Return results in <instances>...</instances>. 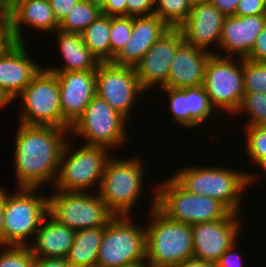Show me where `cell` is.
<instances>
[{
    "label": "cell",
    "mask_w": 266,
    "mask_h": 267,
    "mask_svg": "<svg viewBox=\"0 0 266 267\" xmlns=\"http://www.w3.org/2000/svg\"><path fill=\"white\" fill-rule=\"evenodd\" d=\"M265 24L266 15L226 16L219 40L225 57L237 55L238 58H247Z\"/></svg>",
    "instance_id": "cell-21"
},
{
    "label": "cell",
    "mask_w": 266,
    "mask_h": 267,
    "mask_svg": "<svg viewBox=\"0 0 266 267\" xmlns=\"http://www.w3.org/2000/svg\"><path fill=\"white\" fill-rule=\"evenodd\" d=\"M48 197V214L75 231L105 227L114 215L99 193L57 190Z\"/></svg>",
    "instance_id": "cell-9"
},
{
    "label": "cell",
    "mask_w": 266,
    "mask_h": 267,
    "mask_svg": "<svg viewBox=\"0 0 266 267\" xmlns=\"http://www.w3.org/2000/svg\"><path fill=\"white\" fill-rule=\"evenodd\" d=\"M105 227L77 230L67 261L73 267H96Z\"/></svg>",
    "instance_id": "cell-25"
},
{
    "label": "cell",
    "mask_w": 266,
    "mask_h": 267,
    "mask_svg": "<svg viewBox=\"0 0 266 267\" xmlns=\"http://www.w3.org/2000/svg\"><path fill=\"white\" fill-rule=\"evenodd\" d=\"M8 11L9 8L0 1V32H8Z\"/></svg>",
    "instance_id": "cell-45"
},
{
    "label": "cell",
    "mask_w": 266,
    "mask_h": 267,
    "mask_svg": "<svg viewBox=\"0 0 266 267\" xmlns=\"http://www.w3.org/2000/svg\"><path fill=\"white\" fill-rule=\"evenodd\" d=\"M24 42L10 41L0 52V91L9 101L18 97L42 69L29 59Z\"/></svg>",
    "instance_id": "cell-17"
},
{
    "label": "cell",
    "mask_w": 266,
    "mask_h": 267,
    "mask_svg": "<svg viewBox=\"0 0 266 267\" xmlns=\"http://www.w3.org/2000/svg\"><path fill=\"white\" fill-rule=\"evenodd\" d=\"M57 42L60 53L65 61L64 66L46 68L50 72H75L96 70L100 63L84 44L81 33L64 32L59 29Z\"/></svg>",
    "instance_id": "cell-24"
},
{
    "label": "cell",
    "mask_w": 266,
    "mask_h": 267,
    "mask_svg": "<svg viewBox=\"0 0 266 267\" xmlns=\"http://www.w3.org/2000/svg\"><path fill=\"white\" fill-rule=\"evenodd\" d=\"M10 42L8 33L0 34V52Z\"/></svg>",
    "instance_id": "cell-47"
},
{
    "label": "cell",
    "mask_w": 266,
    "mask_h": 267,
    "mask_svg": "<svg viewBox=\"0 0 266 267\" xmlns=\"http://www.w3.org/2000/svg\"><path fill=\"white\" fill-rule=\"evenodd\" d=\"M219 53H212L205 66L203 87L211 105L234 115L245 94L243 59L239 63Z\"/></svg>",
    "instance_id": "cell-10"
},
{
    "label": "cell",
    "mask_w": 266,
    "mask_h": 267,
    "mask_svg": "<svg viewBox=\"0 0 266 267\" xmlns=\"http://www.w3.org/2000/svg\"><path fill=\"white\" fill-rule=\"evenodd\" d=\"M75 234V230L59 224L48 214L35 233L34 243L28 247L35 258H66Z\"/></svg>",
    "instance_id": "cell-23"
},
{
    "label": "cell",
    "mask_w": 266,
    "mask_h": 267,
    "mask_svg": "<svg viewBox=\"0 0 266 267\" xmlns=\"http://www.w3.org/2000/svg\"><path fill=\"white\" fill-rule=\"evenodd\" d=\"M212 53V50L210 52L184 42L171 63L167 87L182 89L202 86L205 66Z\"/></svg>",
    "instance_id": "cell-22"
},
{
    "label": "cell",
    "mask_w": 266,
    "mask_h": 267,
    "mask_svg": "<svg viewBox=\"0 0 266 267\" xmlns=\"http://www.w3.org/2000/svg\"><path fill=\"white\" fill-rule=\"evenodd\" d=\"M55 18L60 23L79 0H48Z\"/></svg>",
    "instance_id": "cell-39"
},
{
    "label": "cell",
    "mask_w": 266,
    "mask_h": 267,
    "mask_svg": "<svg viewBox=\"0 0 266 267\" xmlns=\"http://www.w3.org/2000/svg\"><path fill=\"white\" fill-rule=\"evenodd\" d=\"M237 244H233L229 249H227L223 255L219 258L216 263L217 267H243L242 259L239 255L241 252L235 253V246Z\"/></svg>",
    "instance_id": "cell-40"
},
{
    "label": "cell",
    "mask_w": 266,
    "mask_h": 267,
    "mask_svg": "<svg viewBox=\"0 0 266 267\" xmlns=\"http://www.w3.org/2000/svg\"><path fill=\"white\" fill-rule=\"evenodd\" d=\"M184 190L209 196L223 203L231 212L239 214L242 191L256 178L250 173L222 167H183L171 176Z\"/></svg>",
    "instance_id": "cell-3"
},
{
    "label": "cell",
    "mask_w": 266,
    "mask_h": 267,
    "mask_svg": "<svg viewBox=\"0 0 266 267\" xmlns=\"http://www.w3.org/2000/svg\"><path fill=\"white\" fill-rule=\"evenodd\" d=\"M142 89L134 67L100 62L96 69V95L129 119Z\"/></svg>",
    "instance_id": "cell-13"
},
{
    "label": "cell",
    "mask_w": 266,
    "mask_h": 267,
    "mask_svg": "<svg viewBox=\"0 0 266 267\" xmlns=\"http://www.w3.org/2000/svg\"><path fill=\"white\" fill-rule=\"evenodd\" d=\"M127 121L126 117L95 95L69 132L74 138L85 137L88 140L86 145L102 146L109 150L126 142Z\"/></svg>",
    "instance_id": "cell-11"
},
{
    "label": "cell",
    "mask_w": 266,
    "mask_h": 267,
    "mask_svg": "<svg viewBox=\"0 0 266 267\" xmlns=\"http://www.w3.org/2000/svg\"><path fill=\"white\" fill-rule=\"evenodd\" d=\"M110 156L106 162L99 193L107 209L114 216H131L141 188L144 167L141 159H115Z\"/></svg>",
    "instance_id": "cell-6"
},
{
    "label": "cell",
    "mask_w": 266,
    "mask_h": 267,
    "mask_svg": "<svg viewBox=\"0 0 266 267\" xmlns=\"http://www.w3.org/2000/svg\"><path fill=\"white\" fill-rule=\"evenodd\" d=\"M10 101L6 98V96L0 91V108L6 106Z\"/></svg>",
    "instance_id": "cell-49"
},
{
    "label": "cell",
    "mask_w": 266,
    "mask_h": 267,
    "mask_svg": "<svg viewBox=\"0 0 266 267\" xmlns=\"http://www.w3.org/2000/svg\"><path fill=\"white\" fill-rule=\"evenodd\" d=\"M244 131L247 156L255 164L266 157V126H246Z\"/></svg>",
    "instance_id": "cell-34"
},
{
    "label": "cell",
    "mask_w": 266,
    "mask_h": 267,
    "mask_svg": "<svg viewBox=\"0 0 266 267\" xmlns=\"http://www.w3.org/2000/svg\"><path fill=\"white\" fill-rule=\"evenodd\" d=\"M247 59L256 62H266V24L258 35Z\"/></svg>",
    "instance_id": "cell-38"
},
{
    "label": "cell",
    "mask_w": 266,
    "mask_h": 267,
    "mask_svg": "<svg viewBox=\"0 0 266 267\" xmlns=\"http://www.w3.org/2000/svg\"><path fill=\"white\" fill-rule=\"evenodd\" d=\"M22 25L45 33L56 31L59 23L48 0H16L8 11V35L10 41L25 42Z\"/></svg>",
    "instance_id": "cell-18"
},
{
    "label": "cell",
    "mask_w": 266,
    "mask_h": 267,
    "mask_svg": "<svg viewBox=\"0 0 266 267\" xmlns=\"http://www.w3.org/2000/svg\"><path fill=\"white\" fill-rule=\"evenodd\" d=\"M130 216H114L105 226L96 267H127L146 263L147 232Z\"/></svg>",
    "instance_id": "cell-5"
},
{
    "label": "cell",
    "mask_w": 266,
    "mask_h": 267,
    "mask_svg": "<svg viewBox=\"0 0 266 267\" xmlns=\"http://www.w3.org/2000/svg\"><path fill=\"white\" fill-rule=\"evenodd\" d=\"M176 267H217L214 263H208L197 259H188Z\"/></svg>",
    "instance_id": "cell-46"
},
{
    "label": "cell",
    "mask_w": 266,
    "mask_h": 267,
    "mask_svg": "<svg viewBox=\"0 0 266 267\" xmlns=\"http://www.w3.org/2000/svg\"><path fill=\"white\" fill-rule=\"evenodd\" d=\"M35 267H73L67 258H36Z\"/></svg>",
    "instance_id": "cell-43"
},
{
    "label": "cell",
    "mask_w": 266,
    "mask_h": 267,
    "mask_svg": "<svg viewBox=\"0 0 266 267\" xmlns=\"http://www.w3.org/2000/svg\"><path fill=\"white\" fill-rule=\"evenodd\" d=\"M101 10L108 16H126V0H107Z\"/></svg>",
    "instance_id": "cell-41"
},
{
    "label": "cell",
    "mask_w": 266,
    "mask_h": 267,
    "mask_svg": "<svg viewBox=\"0 0 266 267\" xmlns=\"http://www.w3.org/2000/svg\"><path fill=\"white\" fill-rule=\"evenodd\" d=\"M187 1L191 5V7H193L195 5H199L201 3L208 2L209 0H187Z\"/></svg>",
    "instance_id": "cell-51"
},
{
    "label": "cell",
    "mask_w": 266,
    "mask_h": 267,
    "mask_svg": "<svg viewBox=\"0 0 266 267\" xmlns=\"http://www.w3.org/2000/svg\"><path fill=\"white\" fill-rule=\"evenodd\" d=\"M18 97L24 107L19 123L63 128L59 83L54 73L42 68Z\"/></svg>",
    "instance_id": "cell-12"
},
{
    "label": "cell",
    "mask_w": 266,
    "mask_h": 267,
    "mask_svg": "<svg viewBox=\"0 0 266 267\" xmlns=\"http://www.w3.org/2000/svg\"><path fill=\"white\" fill-rule=\"evenodd\" d=\"M111 16L101 14L82 33L84 44L99 62H111Z\"/></svg>",
    "instance_id": "cell-26"
},
{
    "label": "cell",
    "mask_w": 266,
    "mask_h": 267,
    "mask_svg": "<svg viewBox=\"0 0 266 267\" xmlns=\"http://www.w3.org/2000/svg\"><path fill=\"white\" fill-rule=\"evenodd\" d=\"M156 186V207L169 219L194 225L226 218L231 211L217 199L192 194L172 177Z\"/></svg>",
    "instance_id": "cell-4"
},
{
    "label": "cell",
    "mask_w": 266,
    "mask_h": 267,
    "mask_svg": "<svg viewBox=\"0 0 266 267\" xmlns=\"http://www.w3.org/2000/svg\"><path fill=\"white\" fill-rule=\"evenodd\" d=\"M102 10L86 0H79L69 14L59 23V30L82 33L100 15Z\"/></svg>",
    "instance_id": "cell-28"
},
{
    "label": "cell",
    "mask_w": 266,
    "mask_h": 267,
    "mask_svg": "<svg viewBox=\"0 0 266 267\" xmlns=\"http://www.w3.org/2000/svg\"><path fill=\"white\" fill-rule=\"evenodd\" d=\"M245 92H262L266 94V62L243 59Z\"/></svg>",
    "instance_id": "cell-31"
},
{
    "label": "cell",
    "mask_w": 266,
    "mask_h": 267,
    "mask_svg": "<svg viewBox=\"0 0 266 267\" xmlns=\"http://www.w3.org/2000/svg\"><path fill=\"white\" fill-rule=\"evenodd\" d=\"M153 191L151 222L146 227V265L176 267L193 258L192 225L169 219L156 207V187Z\"/></svg>",
    "instance_id": "cell-2"
},
{
    "label": "cell",
    "mask_w": 266,
    "mask_h": 267,
    "mask_svg": "<svg viewBox=\"0 0 266 267\" xmlns=\"http://www.w3.org/2000/svg\"><path fill=\"white\" fill-rule=\"evenodd\" d=\"M191 9L187 0H155L154 15L170 28H178L188 18Z\"/></svg>",
    "instance_id": "cell-29"
},
{
    "label": "cell",
    "mask_w": 266,
    "mask_h": 267,
    "mask_svg": "<svg viewBox=\"0 0 266 267\" xmlns=\"http://www.w3.org/2000/svg\"><path fill=\"white\" fill-rule=\"evenodd\" d=\"M236 16L266 15V7L262 0H240L236 9Z\"/></svg>",
    "instance_id": "cell-37"
},
{
    "label": "cell",
    "mask_w": 266,
    "mask_h": 267,
    "mask_svg": "<svg viewBox=\"0 0 266 267\" xmlns=\"http://www.w3.org/2000/svg\"><path fill=\"white\" fill-rule=\"evenodd\" d=\"M238 215L231 212L224 219L192 225L193 258L216 264L238 239L242 225Z\"/></svg>",
    "instance_id": "cell-15"
},
{
    "label": "cell",
    "mask_w": 266,
    "mask_h": 267,
    "mask_svg": "<svg viewBox=\"0 0 266 267\" xmlns=\"http://www.w3.org/2000/svg\"><path fill=\"white\" fill-rule=\"evenodd\" d=\"M127 267H148V266L146 265V263H140V264H135V265L127 266Z\"/></svg>",
    "instance_id": "cell-53"
},
{
    "label": "cell",
    "mask_w": 266,
    "mask_h": 267,
    "mask_svg": "<svg viewBox=\"0 0 266 267\" xmlns=\"http://www.w3.org/2000/svg\"><path fill=\"white\" fill-rule=\"evenodd\" d=\"M87 2H90L92 5H95L102 9L105 5L107 0H86Z\"/></svg>",
    "instance_id": "cell-48"
},
{
    "label": "cell",
    "mask_w": 266,
    "mask_h": 267,
    "mask_svg": "<svg viewBox=\"0 0 266 267\" xmlns=\"http://www.w3.org/2000/svg\"><path fill=\"white\" fill-rule=\"evenodd\" d=\"M6 191L0 188V246L4 245V202Z\"/></svg>",
    "instance_id": "cell-44"
},
{
    "label": "cell",
    "mask_w": 266,
    "mask_h": 267,
    "mask_svg": "<svg viewBox=\"0 0 266 267\" xmlns=\"http://www.w3.org/2000/svg\"><path fill=\"white\" fill-rule=\"evenodd\" d=\"M169 29L157 15L132 16L131 36L112 63L135 67L149 48Z\"/></svg>",
    "instance_id": "cell-20"
},
{
    "label": "cell",
    "mask_w": 266,
    "mask_h": 267,
    "mask_svg": "<svg viewBox=\"0 0 266 267\" xmlns=\"http://www.w3.org/2000/svg\"><path fill=\"white\" fill-rule=\"evenodd\" d=\"M256 165H258L260 168H262V170H264L266 172V157L260 159Z\"/></svg>",
    "instance_id": "cell-50"
},
{
    "label": "cell",
    "mask_w": 266,
    "mask_h": 267,
    "mask_svg": "<svg viewBox=\"0 0 266 267\" xmlns=\"http://www.w3.org/2000/svg\"><path fill=\"white\" fill-rule=\"evenodd\" d=\"M243 112L250 114L246 126H266V94L245 92L234 114Z\"/></svg>",
    "instance_id": "cell-30"
},
{
    "label": "cell",
    "mask_w": 266,
    "mask_h": 267,
    "mask_svg": "<svg viewBox=\"0 0 266 267\" xmlns=\"http://www.w3.org/2000/svg\"><path fill=\"white\" fill-rule=\"evenodd\" d=\"M132 33V16H111V62L121 51Z\"/></svg>",
    "instance_id": "cell-32"
},
{
    "label": "cell",
    "mask_w": 266,
    "mask_h": 267,
    "mask_svg": "<svg viewBox=\"0 0 266 267\" xmlns=\"http://www.w3.org/2000/svg\"><path fill=\"white\" fill-rule=\"evenodd\" d=\"M37 188H18L6 193L4 202V245L28 246L48 215V196L35 195ZM40 197H39V196Z\"/></svg>",
    "instance_id": "cell-8"
},
{
    "label": "cell",
    "mask_w": 266,
    "mask_h": 267,
    "mask_svg": "<svg viewBox=\"0 0 266 267\" xmlns=\"http://www.w3.org/2000/svg\"><path fill=\"white\" fill-rule=\"evenodd\" d=\"M264 6L266 7V0H262Z\"/></svg>",
    "instance_id": "cell-54"
},
{
    "label": "cell",
    "mask_w": 266,
    "mask_h": 267,
    "mask_svg": "<svg viewBox=\"0 0 266 267\" xmlns=\"http://www.w3.org/2000/svg\"><path fill=\"white\" fill-rule=\"evenodd\" d=\"M183 43L184 38L180 29L170 28L149 48L134 67L139 83L145 92L157 84L159 89L167 87L171 63L177 49Z\"/></svg>",
    "instance_id": "cell-14"
},
{
    "label": "cell",
    "mask_w": 266,
    "mask_h": 267,
    "mask_svg": "<svg viewBox=\"0 0 266 267\" xmlns=\"http://www.w3.org/2000/svg\"><path fill=\"white\" fill-rule=\"evenodd\" d=\"M160 90L169 96V110L174 121L187 128V88L163 87Z\"/></svg>",
    "instance_id": "cell-35"
},
{
    "label": "cell",
    "mask_w": 266,
    "mask_h": 267,
    "mask_svg": "<svg viewBox=\"0 0 266 267\" xmlns=\"http://www.w3.org/2000/svg\"><path fill=\"white\" fill-rule=\"evenodd\" d=\"M2 247L4 249L0 251V267H35L36 258L28 246Z\"/></svg>",
    "instance_id": "cell-33"
},
{
    "label": "cell",
    "mask_w": 266,
    "mask_h": 267,
    "mask_svg": "<svg viewBox=\"0 0 266 267\" xmlns=\"http://www.w3.org/2000/svg\"><path fill=\"white\" fill-rule=\"evenodd\" d=\"M68 129L20 123L14 140L18 188H37L55 181Z\"/></svg>",
    "instance_id": "cell-1"
},
{
    "label": "cell",
    "mask_w": 266,
    "mask_h": 267,
    "mask_svg": "<svg viewBox=\"0 0 266 267\" xmlns=\"http://www.w3.org/2000/svg\"><path fill=\"white\" fill-rule=\"evenodd\" d=\"M154 9L155 0H126V16H149Z\"/></svg>",
    "instance_id": "cell-36"
},
{
    "label": "cell",
    "mask_w": 266,
    "mask_h": 267,
    "mask_svg": "<svg viewBox=\"0 0 266 267\" xmlns=\"http://www.w3.org/2000/svg\"><path fill=\"white\" fill-rule=\"evenodd\" d=\"M66 140L60 156L55 185L57 190L87 192L98 183L99 191L109 152L102 146L83 145L74 150ZM73 149V151H72ZM87 189V190H86Z\"/></svg>",
    "instance_id": "cell-7"
},
{
    "label": "cell",
    "mask_w": 266,
    "mask_h": 267,
    "mask_svg": "<svg viewBox=\"0 0 266 267\" xmlns=\"http://www.w3.org/2000/svg\"><path fill=\"white\" fill-rule=\"evenodd\" d=\"M240 0H209L225 16L235 15Z\"/></svg>",
    "instance_id": "cell-42"
},
{
    "label": "cell",
    "mask_w": 266,
    "mask_h": 267,
    "mask_svg": "<svg viewBox=\"0 0 266 267\" xmlns=\"http://www.w3.org/2000/svg\"><path fill=\"white\" fill-rule=\"evenodd\" d=\"M5 6L8 8L16 1V0H0Z\"/></svg>",
    "instance_id": "cell-52"
},
{
    "label": "cell",
    "mask_w": 266,
    "mask_h": 267,
    "mask_svg": "<svg viewBox=\"0 0 266 267\" xmlns=\"http://www.w3.org/2000/svg\"><path fill=\"white\" fill-rule=\"evenodd\" d=\"M225 17L208 1L193 6L188 18L178 28L185 43L207 50L212 43L219 47Z\"/></svg>",
    "instance_id": "cell-19"
},
{
    "label": "cell",
    "mask_w": 266,
    "mask_h": 267,
    "mask_svg": "<svg viewBox=\"0 0 266 267\" xmlns=\"http://www.w3.org/2000/svg\"><path fill=\"white\" fill-rule=\"evenodd\" d=\"M52 73L59 83L63 128L70 131L96 95V70Z\"/></svg>",
    "instance_id": "cell-16"
},
{
    "label": "cell",
    "mask_w": 266,
    "mask_h": 267,
    "mask_svg": "<svg viewBox=\"0 0 266 267\" xmlns=\"http://www.w3.org/2000/svg\"><path fill=\"white\" fill-rule=\"evenodd\" d=\"M215 108L211 105L203 86L187 88V127L195 128L212 116Z\"/></svg>",
    "instance_id": "cell-27"
}]
</instances>
